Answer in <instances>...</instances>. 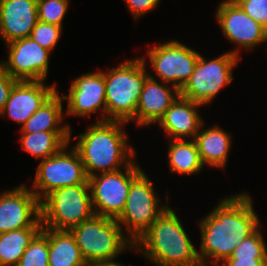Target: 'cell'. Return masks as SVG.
I'll list each match as a JSON object with an SVG mask.
<instances>
[{
    "mask_svg": "<svg viewBox=\"0 0 267 266\" xmlns=\"http://www.w3.org/2000/svg\"><path fill=\"white\" fill-rule=\"evenodd\" d=\"M251 198L240 192L227 195L200 219L201 244L197 254L202 266H218L261 226Z\"/></svg>",
    "mask_w": 267,
    "mask_h": 266,
    "instance_id": "obj_1",
    "label": "cell"
},
{
    "mask_svg": "<svg viewBox=\"0 0 267 266\" xmlns=\"http://www.w3.org/2000/svg\"><path fill=\"white\" fill-rule=\"evenodd\" d=\"M128 123L121 121L95 122L85 133L75 138L73 147L80 155L87 177L115 172L127 167L136 157L133 146H129L124 130Z\"/></svg>",
    "mask_w": 267,
    "mask_h": 266,
    "instance_id": "obj_2",
    "label": "cell"
},
{
    "mask_svg": "<svg viewBox=\"0 0 267 266\" xmlns=\"http://www.w3.org/2000/svg\"><path fill=\"white\" fill-rule=\"evenodd\" d=\"M181 222L169 206L134 243L135 249L156 266H202Z\"/></svg>",
    "mask_w": 267,
    "mask_h": 266,
    "instance_id": "obj_3",
    "label": "cell"
},
{
    "mask_svg": "<svg viewBox=\"0 0 267 266\" xmlns=\"http://www.w3.org/2000/svg\"><path fill=\"white\" fill-rule=\"evenodd\" d=\"M146 59L137 57L103 71L106 121L136 122L137 105L143 84L149 76Z\"/></svg>",
    "mask_w": 267,
    "mask_h": 266,
    "instance_id": "obj_4",
    "label": "cell"
},
{
    "mask_svg": "<svg viewBox=\"0 0 267 266\" xmlns=\"http://www.w3.org/2000/svg\"><path fill=\"white\" fill-rule=\"evenodd\" d=\"M69 231L87 264L112 261L124 251L135 250L116 219L94 215Z\"/></svg>",
    "mask_w": 267,
    "mask_h": 266,
    "instance_id": "obj_5",
    "label": "cell"
},
{
    "mask_svg": "<svg viewBox=\"0 0 267 266\" xmlns=\"http://www.w3.org/2000/svg\"><path fill=\"white\" fill-rule=\"evenodd\" d=\"M42 226L54 230H70L95 213L89 184L61 187L40 202Z\"/></svg>",
    "mask_w": 267,
    "mask_h": 266,
    "instance_id": "obj_6",
    "label": "cell"
},
{
    "mask_svg": "<svg viewBox=\"0 0 267 266\" xmlns=\"http://www.w3.org/2000/svg\"><path fill=\"white\" fill-rule=\"evenodd\" d=\"M165 200L166 204H162L152 181L144 171L132 181L124 210L116 221L133 243L169 207L168 200Z\"/></svg>",
    "mask_w": 267,
    "mask_h": 266,
    "instance_id": "obj_7",
    "label": "cell"
},
{
    "mask_svg": "<svg viewBox=\"0 0 267 266\" xmlns=\"http://www.w3.org/2000/svg\"><path fill=\"white\" fill-rule=\"evenodd\" d=\"M239 58L228 51L211 60L199 54L194 72L180 89V95L203 106L209 105L222 87L233 80V69L238 65Z\"/></svg>",
    "mask_w": 267,
    "mask_h": 266,
    "instance_id": "obj_8",
    "label": "cell"
},
{
    "mask_svg": "<svg viewBox=\"0 0 267 266\" xmlns=\"http://www.w3.org/2000/svg\"><path fill=\"white\" fill-rule=\"evenodd\" d=\"M69 147L67 143L53 156L41 160L36 168L31 190L40 202L61 187L88 184L80 155L73 146Z\"/></svg>",
    "mask_w": 267,
    "mask_h": 266,
    "instance_id": "obj_9",
    "label": "cell"
},
{
    "mask_svg": "<svg viewBox=\"0 0 267 266\" xmlns=\"http://www.w3.org/2000/svg\"><path fill=\"white\" fill-rule=\"evenodd\" d=\"M135 159L115 172L98 173L88 178L95 215L117 219L124 210L132 181L142 172Z\"/></svg>",
    "mask_w": 267,
    "mask_h": 266,
    "instance_id": "obj_10",
    "label": "cell"
},
{
    "mask_svg": "<svg viewBox=\"0 0 267 266\" xmlns=\"http://www.w3.org/2000/svg\"><path fill=\"white\" fill-rule=\"evenodd\" d=\"M199 54L178 40H170L148 49V56L141 58H149L158 79L180 90L194 72Z\"/></svg>",
    "mask_w": 267,
    "mask_h": 266,
    "instance_id": "obj_11",
    "label": "cell"
},
{
    "mask_svg": "<svg viewBox=\"0 0 267 266\" xmlns=\"http://www.w3.org/2000/svg\"><path fill=\"white\" fill-rule=\"evenodd\" d=\"M217 22L224 37L239 48L230 51L239 57V49L251 50L266 42V28L245 13L235 0H224L216 8Z\"/></svg>",
    "mask_w": 267,
    "mask_h": 266,
    "instance_id": "obj_12",
    "label": "cell"
},
{
    "mask_svg": "<svg viewBox=\"0 0 267 266\" xmlns=\"http://www.w3.org/2000/svg\"><path fill=\"white\" fill-rule=\"evenodd\" d=\"M7 45L8 59L0 67L12 78L25 81H45L51 52L31 37L14 40Z\"/></svg>",
    "mask_w": 267,
    "mask_h": 266,
    "instance_id": "obj_13",
    "label": "cell"
},
{
    "mask_svg": "<svg viewBox=\"0 0 267 266\" xmlns=\"http://www.w3.org/2000/svg\"><path fill=\"white\" fill-rule=\"evenodd\" d=\"M42 227L40 201L25 184L0 192V234Z\"/></svg>",
    "mask_w": 267,
    "mask_h": 266,
    "instance_id": "obj_14",
    "label": "cell"
},
{
    "mask_svg": "<svg viewBox=\"0 0 267 266\" xmlns=\"http://www.w3.org/2000/svg\"><path fill=\"white\" fill-rule=\"evenodd\" d=\"M67 101L66 116L90 117L101 110L102 117L97 122L106 121V96L103 70L84 73L72 80L67 95H62Z\"/></svg>",
    "mask_w": 267,
    "mask_h": 266,
    "instance_id": "obj_15",
    "label": "cell"
},
{
    "mask_svg": "<svg viewBox=\"0 0 267 266\" xmlns=\"http://www.w3.org/2000/svg\"><path fill=\"white\" fill-rule=\"evenodd\" d=\"M56 91V83L18 80L0 116H8L22 126Z\"/></svg>",
    "mask_w": 267,
    "mask_h": 266,
    "instance_id": "obj_16",
    "label": "cell"
},
{
    "mask_svg": "<svg viewBox=\"0 0 267 266\" xmlns=\"http://www.w3.org/2000/svg\"><path fill=\"white\" fill-rule=\"evenodd\" d=\"M37 22V0H0V37L5 44L30 37Z\"/></svg>",
    "mask_w": 267,
    "mask_h": 266,
    "instance_id": "obj_17",
    "label": "cell"
},
{
    "mask_svg": "<svg viewBox=\"0 0 267 266\" xmlns=\"http://www.w3.org/2000/svg\"><path fill=\"white\" fill-rule=\"evenodd\" d=\"M148 73L149 76L143 84L136 111V123L141 127L158 123L180 95L177 87L165 82L159 83L150 72Z\"/></svg>",
    "mask_w": 267,
    "mask_h": 266,
    "instance_id": "obj_18",
    "label": "cell"
},
{
    "mask_svg": "<svg viewBox=\"0 0 267 266\" xmlns=\"http://www.w3.org/2000/svg\"><path fill=\"white\" fill-rule=\"evenodd\" d=\"M202 106L179 95L158 121V125L171 139H195L205 122L198 110Z\"/></svg>",
    "mask_w": 267,
    "mask_h": 266,
    "instance_id": "obj_19",
    "label": "cell"
},
{
    "mask_svg": "<svg viewBox=\"0 0 267 266\" xmlns=\"http://www.w3.org/2000/svg\"><path fill=\"white\" fill-rule=\"evenodd\" d=\"M63 96L56 91L44 104L22 125L21 133L55 132L66 144L70 143L72 128L62 122L65 119ZM64 117V118H63Z\"/></svg>",
    "mask_w": 267,
    "mask_h": 266,
    "instance_id": "obj_20",
    "label": "cell"
},
{
    "mask_svg": "<svg viewBox=\"0 0 267 266\" xmlns=\"http://www.w3.org/2000/svg\"><path fill=\"white\" fill-rule=\"evenodd\" d=\"M203 126L204 123L194 139L198 147L200 160L203 166L223 170L226 167L231 150V134L218 125L210 128H204Z\"/></svg>",
    "mask_w": 267,
    "mask_h": 266,
    "instance_id": "obj_21",
    "label": "cell"
},
{
    "mask_svg": "<svg viewBox=\"0 0 267 266\" xmlns=\"http://www.w3.org/2000/svg\"><path fill=\"white\" fill-rule=\"evenodd\" d=\"M49 266H87L69 230L48 228Z\"/></svg>",
    "mask_w": 267,
    "mask_h": 266,
    "instance_id": "obj_22",
    "label": "cell"
},
{
    "mask_svg": "<svg viewBox=\"0 0 267 266\" xmlns=\"http://www.w3.org/2000/svg\"><path fill=\"white\" fill-rule=\"evenodd\" d=\"M169 169L175 174H198L203 170L198 147L194 139H169Z\"/></svg>",
    "mask_w": 267,
    "mask_h": 266,
    "instance_id": "obj_23",
    "label": "cell"
},
{
    "mask_svg": "<svg viewBox=\"0 0 267 266\" xmlns=\"http://www.w3.org/2000/svg\"><path fill=\"white\" fill-rule=\"evenodd\" d=\"M42 228H23L0 234V266H16Z\"/></svg>",
    "mask_w": 267,
    "mask_h": 266,
    "instance_id": "obj_24",
    "label": "cell"
},
{
    "mask_svg": "<svg viewBox=\"0 0 267 266\" xmlns=\"http://www.w3.org/2000/svg\"><path fill=\"white\" fill-rule=\"evenodd\" d=\"M20 144L25 152L36 159H47L56 154L66 143L55 132L21 133Z\"/></svg>",
    "mask_w": 267,
    "mask_h": 266,
    "instance_id": "obj_25",
    "label": "cell"
},
{
    "mask_svg": "<svg viewBox=\"0 0 267 266\" xmlns=\"http://www.w3.org/2000/svg\"><path fill=\"white\" fill-rule=\"evenodd\" d=\"M48 228L33 238L16 266H49Z\"/></svg>",
    "mask_w": 267,
    "mask_h": 266,
    "instance_id": "obj_26",
    "label": "cell"
},
{
    "mask_svg": "<svg viewBox=\"0 0 267 266\" xmlns=\"http://www.w3.org/2000/svg\"><path fill=\"white\" fill-rule=\"evenodd\" d=\"M260 229L241 241L226 259H267V244Z\"/></svg>",
    "mask_w": 267,
    "mask_h": 266,
    "instance_id": "obj_27",
    "label": "cell"
},
{
    "mask_svg": "<svg viewBox=\"0 0 267 266\" xmlns=\"http://www.w3.org/2000/svg\"><path fill=\"white\" fill-rule=\"evenodd\" d=\"M69 0H37L38 21L63 26Z\"/></svg>",
    "mask_w": 267,
    "mask_h": 266,
    "instance_id": "obj_28",
    "label": "cell"
},
{
    "mask_svg": "<svg viewBox=\"0 0 267 266\" xmlns=\"http://www.w3.org/2000/svg\"><path fill=\"white\" fill-rule=\"evenodd\" d=\"M62 27L38 21L30 37L41 47L52 52L61 38Z\"/></svg>",
    "mask_w": 267,
    "mask_h": 266,
    "instance_id": "obj_29",
    "label": "cell"
},
{
    "mask_svg": "<svg viewBox=\"0 0 267 266\" xmlns=\"http://www.w3.org/2000/svg\"><path fill=\"white\" fill-rule=\"evenodd\" d=\"M254 21L267 28V0H235Z\"/></svg>",
    "mask_w": 267,
    "mask_h": 266,
    "instance_id": "obj_30",
    "label": "cell"
},
{
    "mask_svg": "<svg viewBox=\"0 0 267 266\" xmlns=\"http://www.w3.org/2000/svg\"><path fill=\"white\" fill-rule=\"evenodd\" d=\"M127 9L131 12L135 21H138L143 15L155 10L160 0H124Z\"/></svg>",
    "mask_w": 267,
    "mask_h": 266,
    "instance_id": "obj_31",
    "label": "cell"
},
{
    "mask_svg": "<svg viewBox=\"0 0 267 266\" xmlns=\"http://www.w3.org/2000/svg\"><path fill=\"white\" fill-rule=\"evenodd\" d=\"M17 81V79L12 78L0 67V115L3 112L12 88Z\"/></svg>",
    "mask_w": 267,
    "mask_h": 266,
    "instance_id": "obj_32",
    "label": "cell"
},
{
    "mask_svg": "<svg viewBox=\"0 0 267 266\" xmlns=\"http://www.w3.org/2000/svg\"><path fill=\"white\" fill-rule=\"evenodd\" d=\"M218 266H267V259H225Z\"/></svg>",
    "mask_w": 267,
    "mask_h": 266,
    "instance_id": "obj_33",
    "label": "cell"
},
{
    "mask_svg": "<svg viewBox=\"0 0 267 266\" xmlns=\"http://www.w3.org/2000/svg\"><path fill=\"white\" fill-rule=\"evenodd\" d=\"M87 266H125L123 263H118L117 261H102L89 263Z\"/></svg>",
    "mask_w": 267,
    "mask_h": 266,
    "instance_id": "obj_34",
    "label": "cell"
}]
</instances>
